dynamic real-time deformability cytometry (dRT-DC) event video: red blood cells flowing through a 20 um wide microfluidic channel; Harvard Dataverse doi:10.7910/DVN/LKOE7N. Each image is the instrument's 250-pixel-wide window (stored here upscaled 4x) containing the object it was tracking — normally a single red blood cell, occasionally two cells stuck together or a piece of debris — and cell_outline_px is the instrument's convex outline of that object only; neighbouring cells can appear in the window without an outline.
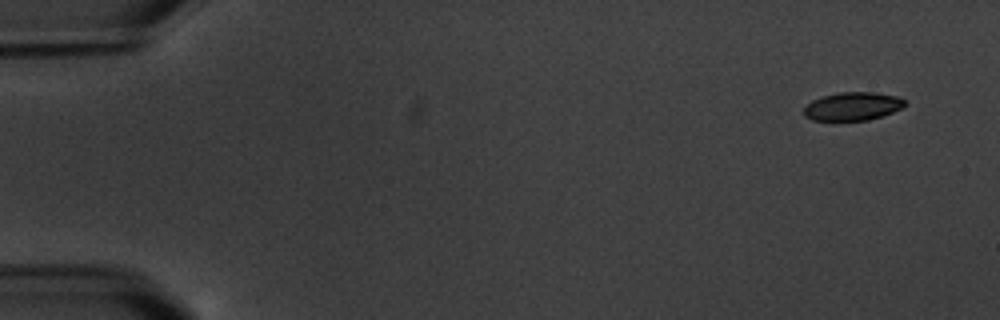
{"species": "common noctule bat (a hibernating species)", "species_latin": "Nyctalus noctula", "temperature_condition": "warm", "stored_images_in_passage": 5, "camera_frame_rate_fps": 3000, "um_per_image_px": 0.085, "animal": {"sex": "male", "body_mass_g": 20.1, "forearm_length_mm": 53.5}, "frame": {"image": 1, "passage_image": 1, "time_ms": 0.0, "image_size_px": [1000, 320], "cell_outline_px": [[904, 104], [900, 108], [892, 112], [868, 120], [812, 120], [804, 116], [804, 108], [812, 100], [824, 96], [840, 92], [876, 92], [900, 96], [904, 100]], "centroid_in_image_um": [72.47, 9.03], "position_along_channel_um": 12.5, "area_um2": 16.47}}
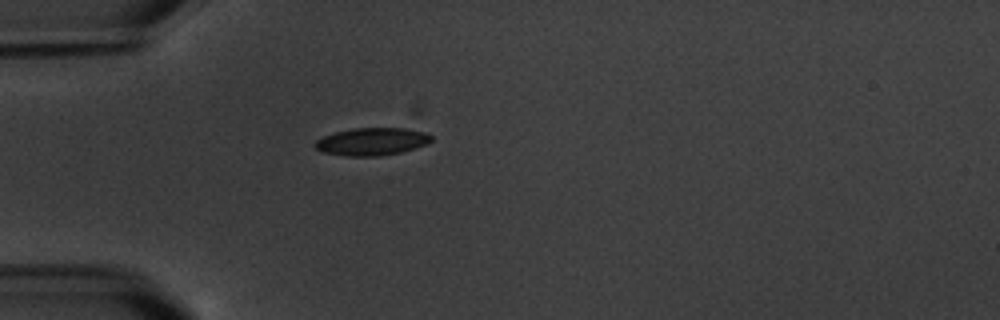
{"frame": {"image": 2, "passage_image": 5, "time_ms": 4.667, "image_size_px": [1000, 320], "cell_outline_px": [[432, 140], [428, 144], [400, 152], [376, 156], [344, 156], [324, 152], [316, 148], [316, 140], [324, 136], [336, 132], [352, 128], [404, 128], [428, 132], [432, 136]], "centroid_in_image_um": [31.65, 12.02], "position_along_channel_um": 53.3, "area_um2": 18.61}}